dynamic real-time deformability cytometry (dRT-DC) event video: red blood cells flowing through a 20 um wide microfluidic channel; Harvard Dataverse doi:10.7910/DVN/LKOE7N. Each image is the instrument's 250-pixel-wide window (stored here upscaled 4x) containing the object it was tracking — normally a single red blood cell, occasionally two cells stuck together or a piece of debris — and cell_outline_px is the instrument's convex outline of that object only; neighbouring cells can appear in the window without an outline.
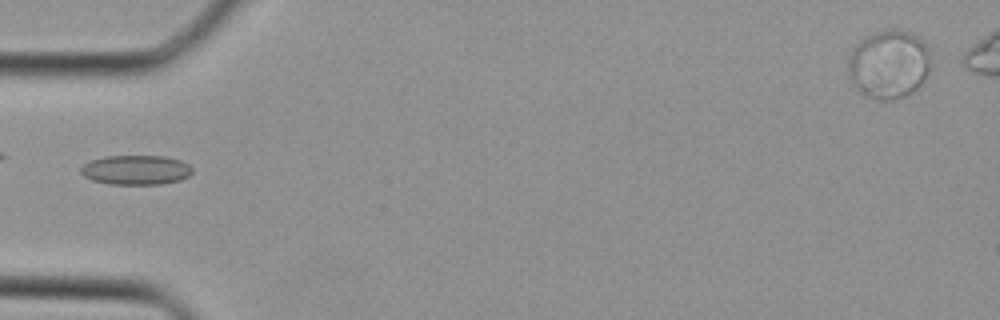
{"species": "Egyptian fruit bat (a non-hibernating species)", "species_latin": "Rousettus aegyptiacus", "temperature_condition": "cold", "stored_images_in_passage": 25, "camera_frame_rate_fps": 3000, "um_per_image_px": 0.085, "animal": {"sex": "female"}, "frame": {"image": 1, "passage_image": 1, "time_ms": 0.0, "image_size_px": [1000, 320], "cell_outline_px": [[192, 172], [188, 176], [180, 180], [160, 184], [108, 184], [92, 180], [84, 176], [80, 172], [80, 168], [84, 164], [92, 160], [104, 156], [164, 156], [180, 160], [188, 164], [192, 168]], "centroid_in_image_um": [11.54, 14.44], "position_along_channel_um": 73.5, "area_um2": 19.19}}
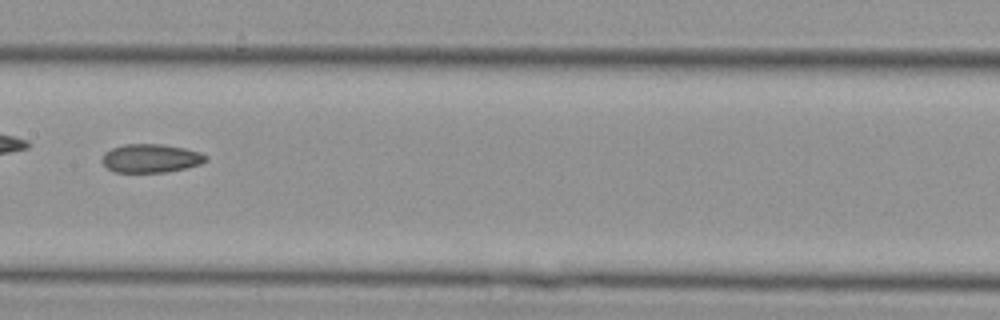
{"frame": {"image": 2, "passage_image": 8, "time_ms": 2.333, "image_size_px": [1000, 320], "cell_outline_px": [[208, 160], [200, 164], [184, 168], [164, 172], [112, 172], [100, 160], [104, 152], [112, 148], [124, 144], [160, 144], [184, 148], [200, 152], [208, 156]], "centroid_in_image_um": [12.8, 13.45], "position_along_channel_um": 194.6, "area_um2": 17.28}}
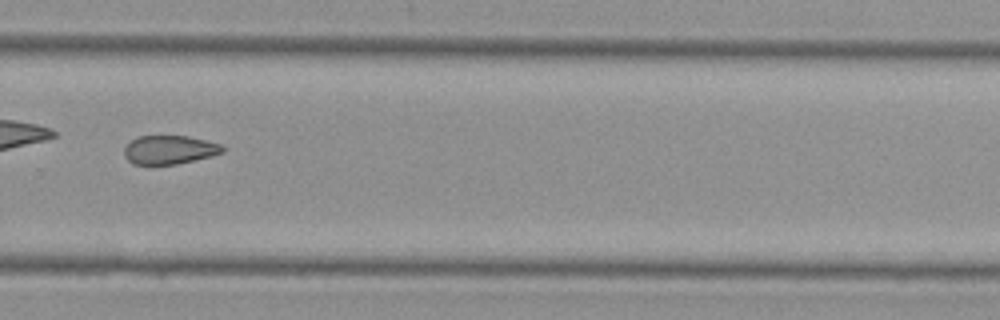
{"frame": {"image": 3, "passage_image": 15, "time_ms": 4.667, "image_size_px": [1000, 320], "cell_outline_px": [[224, 152], [176, 164], [132, 164], [124, 156], [124, 148], [132, 140], [140, 136], [188, 136], [220, 144], [224, 148]], "centroid_in_image_um": [14.37, 12.73], "position_along_channel_um": 315.4, "area_um2": 16.13}}